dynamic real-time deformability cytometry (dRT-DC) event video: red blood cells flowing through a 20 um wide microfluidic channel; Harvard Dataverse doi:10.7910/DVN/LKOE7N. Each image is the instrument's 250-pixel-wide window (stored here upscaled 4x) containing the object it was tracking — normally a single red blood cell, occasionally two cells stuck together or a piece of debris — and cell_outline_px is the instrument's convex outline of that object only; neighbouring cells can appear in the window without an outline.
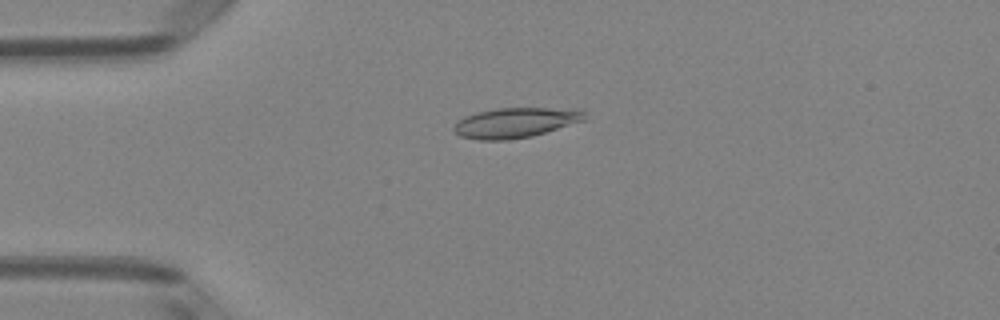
{"species": "Egyptian fruit bat (a non-hibernating species)", "species_latin": "Rousettus aegyptiacus", "temperature_condition": "room temperature", "stored_images_in_passage": 39, "camera_frame_rate_fps": 3000, "um_per_image_px": 0.085, "animal": {"sex": "female"}, "frame": {"image": 1, "passage_image": 1, "time_ms": 0.0, "image_size_px": [1000, 320], "cell_outline_px": [[588, 112], [584, 120], [532, 136], [508, 140], [480, 140], [460, 136], [452, 128], [464, 116], [476, 112], [496, 108], [584, 108]], "centroid_in_image_um": [43.87, 10.41], "position_along_channel_um": 41.1, "area_um2": 23.06}}
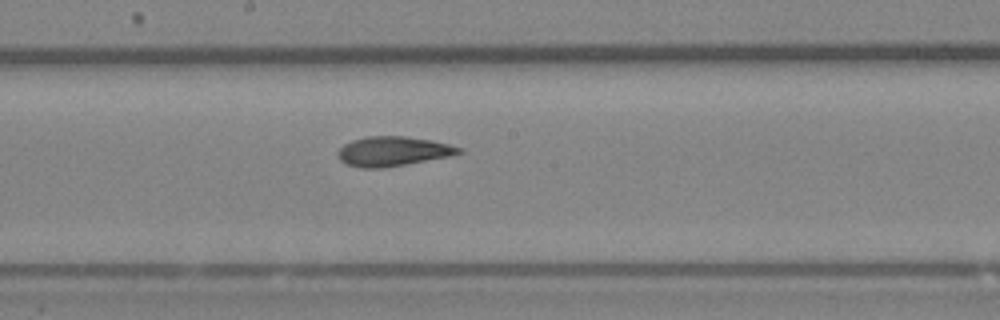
{"frame": {"image": 2, "passage_image": 16, "time_ms": 5.0, "image_size_px": [1000, 320], "cell_outline_px": [[464, 152], [448, 156], [384, 168], [360, 168], [344, 164], [336, 156], [336, 152], [344, 144], [352, 140], [364, 136], [404, 136], [432, 140], [464, 148]], "centroid_in_image_um": [33.35, 12.86], "position_along_channel_um": 214.8, "area_um2": 21.04}}
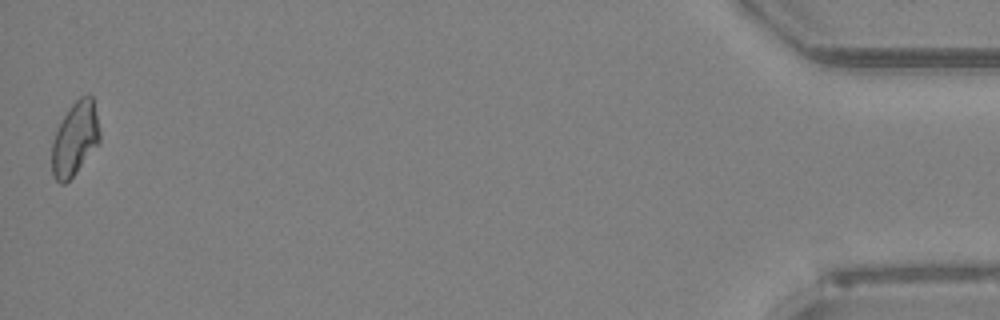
{"frame": {"image": 3, "passage_image": 39, "time_ms": 12.667, "image_size_px": [1000, 320], "cell_outline_px": [[100, 140], [76, 172], [64, 184], [60, 184], [52, 176], [52, 140], [68, 108], [80, 96], [88, 92], [92, 96], [100, 132]], "centroid_in_image_um": [6.36, 11.77], "position_along_channel_um": 428.8, "area_um2": 20.29}, "authors_computed_cell_mechanics": {"area_um2": 20.6346, "velocity_mm_per_s": 3.9946, "shape_relaxation_time_tau1_ms": 6.8951, "shape_relaxation_time_tau2_ms": 1.3012, "deformation_change_tau1": 0.1789, "deformation_change_tau2": 0.0784}}